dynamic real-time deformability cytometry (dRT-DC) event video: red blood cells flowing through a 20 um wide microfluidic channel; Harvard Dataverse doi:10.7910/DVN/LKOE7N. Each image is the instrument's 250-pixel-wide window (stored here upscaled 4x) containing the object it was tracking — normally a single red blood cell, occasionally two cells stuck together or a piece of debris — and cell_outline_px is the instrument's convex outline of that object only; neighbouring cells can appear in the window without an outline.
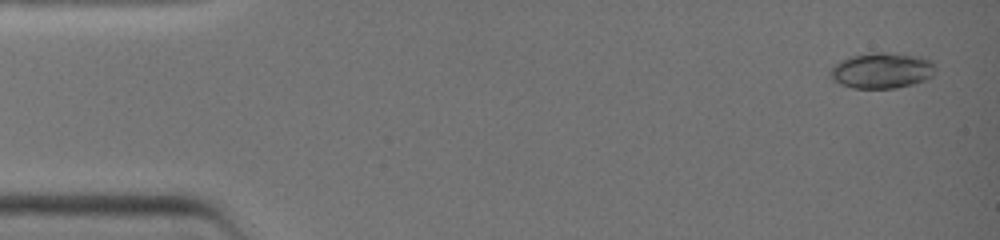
{"species": "common noctule bat (a hibernating species)", "species_latin": "Nyctalus noctula", "temperature_condition": "warm", "stored_images_in_passage": 4, "camera_frame_rate_fps": 3000, "um_per_image_px": 0.085, "animal": {"sex": "female", "body_mass_g": 19.0, "forearm_length_mm": 51.5}, "frame": {"image": 1, "passage_image": 1, "time_ms": 0.0, "image_size_px": [1000, 240], "cell_outline_px": [[936, 72], [928, 80], [896, 88], [852, 88], [840, 84], [832, 80], [828, 76], [828, 72], [840, 60], [848, 56], [872, 52], [892, 52], [924, 56], [932, 60]], "centroid_in_image_um": [74.97, 5.98], "position_along_channel_um": 10.0, "area_um2": 22.54}}
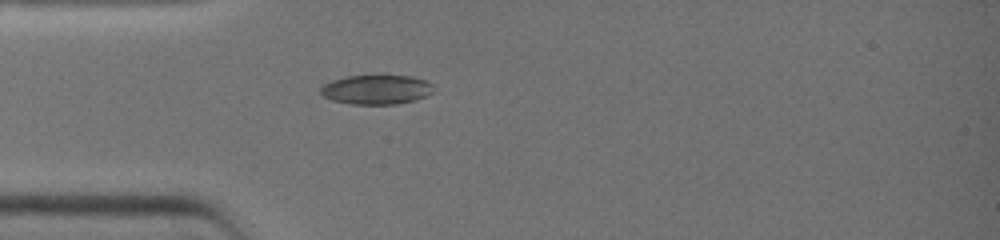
{"frame": {"image": 2, "passage_image": 4, "time_ms": 3.333, "image_size_px": [1000, 240], "cell_outline_px": [[432, 92], [428, 96], [416, 100], [396, 104], [352, 104], [332, 100], [324, 96], [320, 92], [320, 88], [324, 84], [332, 80], [348, 76], [384, 72], [412, 76], [428, 80], [432, 84]], "centroid_in_image_um": [32.04, 7.56], "position_along_channel_um": 53.0, "area_um2": 20.29}}